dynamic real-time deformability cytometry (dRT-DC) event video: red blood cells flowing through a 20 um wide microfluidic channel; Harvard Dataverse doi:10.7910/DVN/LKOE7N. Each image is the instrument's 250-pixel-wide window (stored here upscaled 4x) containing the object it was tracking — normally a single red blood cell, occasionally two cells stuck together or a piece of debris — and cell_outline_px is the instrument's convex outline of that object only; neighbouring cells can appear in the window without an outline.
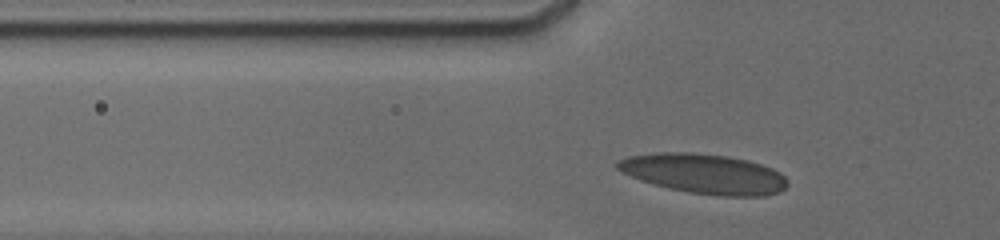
{"species": "human", "species_latin": "Homo sapiens", "temperature_condition": "cold", "stored_images_in_passage": 29, "camera_frame_rate_fps": 3000, "um_per_image_px": 0.085, "donor": {"sex": "male"}, "frame": {"image": 1, "passage_image": 4, "time_ms": 1.0, "image_size_px": [1000, 240], "cell_outline_px": [[788, 184], [780, 192], [764, 196], [720, 196], [688, 192], [668, 188], [640, 180], [616, 168], [616, 164], [620, 160], [628, 156], [656, 152], [692, 152], [728, 156], [748, 160], [772, 168], [780, 172], [788, 180]], "centroid_in_image_um": [59.88, 14.77], "position_along_channel_um": 65.9, "area_um2": 39.48}}
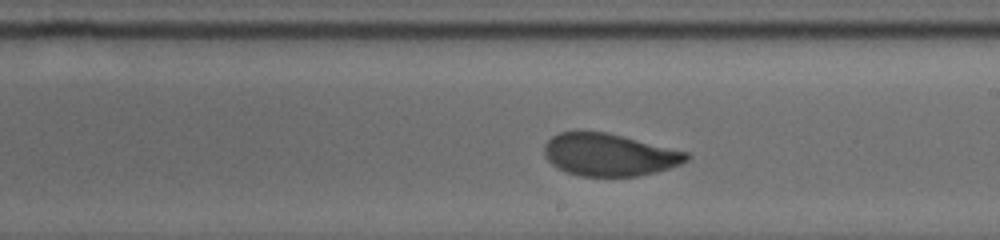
{"frame": {"image": 2, "passage_image": 18, "time_ms": 5.667, "image_size_px": [1000, 240], "cell_outline_px": [[692, 156], [688, 160], [680, 164], [668, 168], [640, 176], [580, 176], [568, 172], [552, 164], [544, 156], [544, 144], [552, 136], [560, 132], [604, 132], [688, 152]], "centroid_in_image_um": [51.78, 13.16], "position_along_channel_um": 237.2, "area_um2": 34.74}}
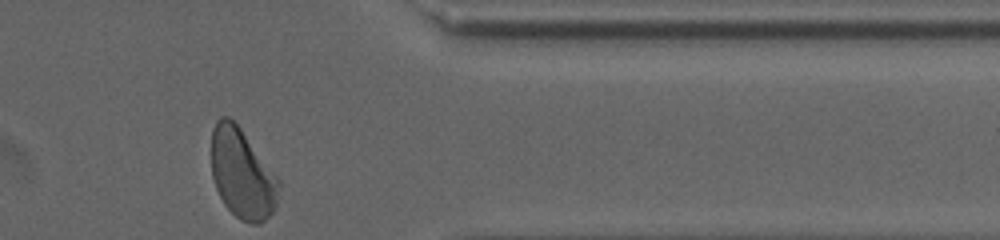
{"frame": {"image": 3, "passage_image": 29, "time_ms": 10.0, "image_size_px": [1000, 240], "cell_outline_px": [[280, 184], [276, 204], [272, 212], [260, 224], [252, 224], [240, 220], [224, 204], [216, 188], [212, 176], [212, 128], [216, 120], [220, 116], [228, 116], [240, 128], [280, 180]], "centroid_in_image_um": [20.58, 14.77], "position_along_channel_um": 390.8, "area_um2": 35.03}, "authors_computed_cell_mechanics": {"area_um2": 36.2984, "velocity_mm_per_s": 3.7946, "shape_relaxation_time_tau1_ms": 6.5767, "shape_relaxation_time_tau2_ms": 0.8237, "deformation_change_tau1": 0.1656, "deformation_change_tau2": 0.0602}}